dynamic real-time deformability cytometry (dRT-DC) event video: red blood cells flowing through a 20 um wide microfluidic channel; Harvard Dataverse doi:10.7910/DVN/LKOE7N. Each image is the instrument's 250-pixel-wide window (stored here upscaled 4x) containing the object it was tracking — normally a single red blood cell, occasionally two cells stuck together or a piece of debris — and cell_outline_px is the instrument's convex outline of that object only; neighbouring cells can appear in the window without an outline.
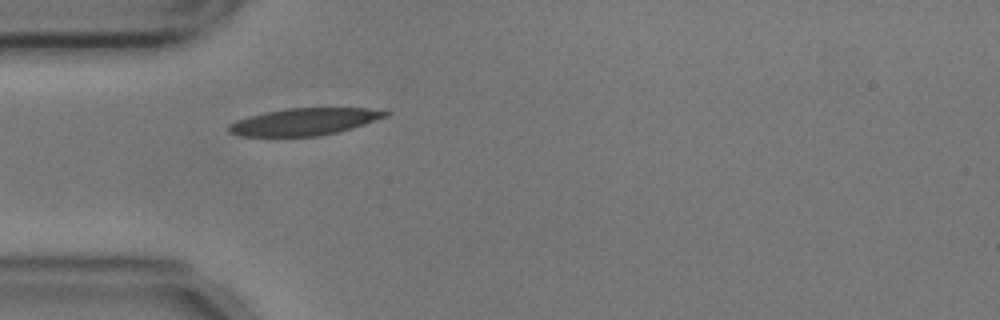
{"species": "common noctule bat (a hibernating species)", "species_latin": "Nyctalus noctula", "temperature_condition": "cold", "stored_images_in_passage": 41, "camera_frame_rate_fps": 3000, "um_per_image_px": 0.085, "animal": {"sex": "male", "body_mass_g": 17.9, "forearm_length_mm": 54.2}, "frame": {"image": 1, "passage_image": 1, "time_ms": 0.0, "image_size_px": [1000, 320], "cell_outline_px": [[392, 112], [388, 116], [352, 128], [320, 136], [240, 136], [228, 132], [228, 124], [236, 120], [248, 116], [264, 112], [288, 108], [368, 108]], "centroid_in_image_um": [25.85, 10.34], "position_along_channel_um": 59.2, "area_um2": 24.74}}
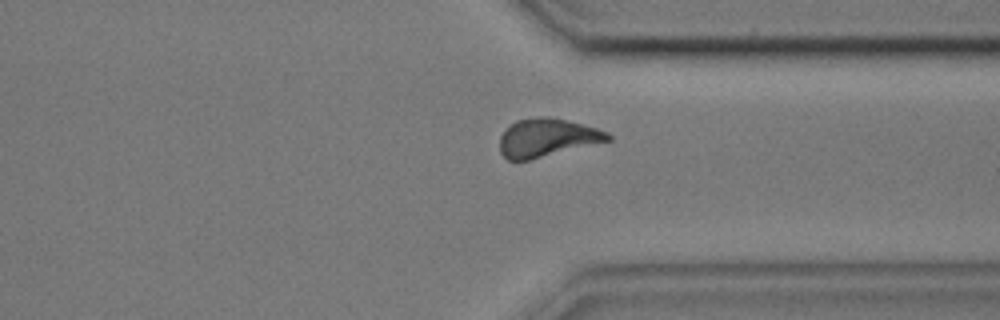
{"frame": {"image": 2, "passage_image": 27, "time_ms": 8.667, "image_size_px": [1000, 320], "cell_outline_px": [[612, 140], [528, 160], [508, 160], [500, 152], [500, 136], [516, 120], [540, 116], [548, 116], [596, 128], [608, 132], [612, 136]], "centroid_in_image_um": [46.5, 11.7], "position_along_channel_um": 364.9, "area_um2": 23.76}}
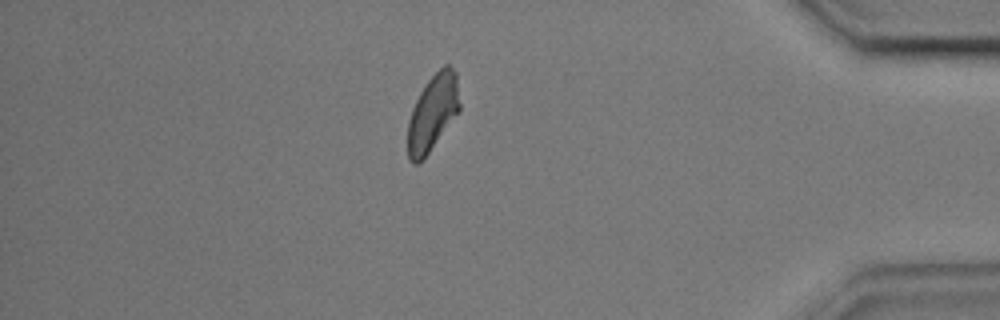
{"frame": {"image": 3, "passage_image": 33, "time_ms": 10.667, "image_size_px": [1000, 320], "cell_outline_px": [[460, 108], [428, 152], [416, 164], [412, 164], [408, 160], [408, 120], [412, 108], [420, 92], [428, 80], [444, 64], [448, 64], [456, 72], [460, 104]], "centroid_in_image_um": [36.76, 9.54], "position_along_channel_um": 398.4, "area_um2": 22.48}, "authors_computed_cell_mechanics": {"area_um2": 23.9292, "velocity_mm_per_s": 3.558, "shape_relaxation_time_tau1_ms": 3.9199, "shape_relaxation_time_tau2_ms": 3.0534, "deformation_change_tau1": 0.1324, "deformation_change_tau2": 0.0869}}